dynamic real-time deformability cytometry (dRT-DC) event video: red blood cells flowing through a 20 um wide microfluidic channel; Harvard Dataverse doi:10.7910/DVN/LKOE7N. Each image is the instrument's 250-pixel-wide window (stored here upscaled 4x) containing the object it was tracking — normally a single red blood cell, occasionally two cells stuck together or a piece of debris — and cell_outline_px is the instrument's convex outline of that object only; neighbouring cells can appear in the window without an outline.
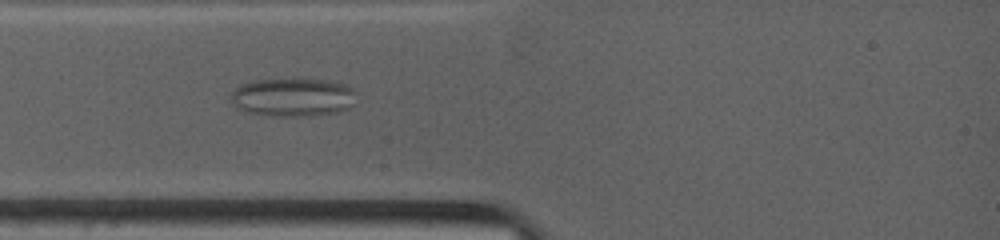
{"species": "common noctule bat (a hibernating species)", "species_latin": "Nyctalus noctula", "temperature_condition": "warm", "stored_images_in_passage": 45, "camera_frame_rate_fps": 4500, "um_per_image_px": 0.085, "animal": {"sex": "female", "body_mass_g": 19.0, "forearm_length_mm": 53.3}, "frame": {"image": 1, "passage_image": 1, "time_ms": 0.0, "image_size_px": [1000, 240], "cell_outline_px": [[356, 92], [352, 104], [348, 108], [340, 112], [312, 116], [272, 116], [248, 112], [236, 108], [228, 96], [240, 84], [252, 80], [292, 76], [332, 80], [344, 84], [352, 88]], "centroid_in_image_um": [24.87, 8.22], "position_along_channel_um": 60.1, "area_um2": 29.36}}
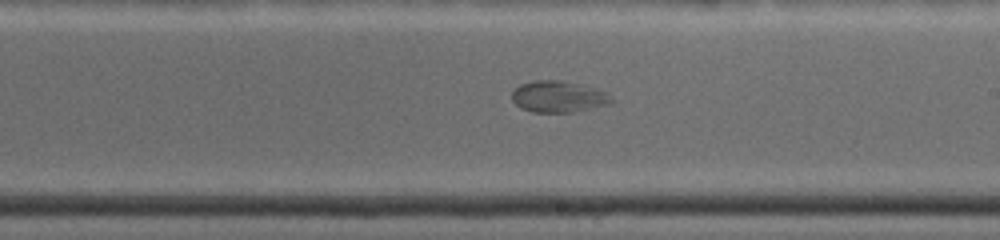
{"frame": {"image": 2, "passage_image": 15, "time_ms": 4.667, "image_size_px": [1000, 240], "cell_outline_px": [[612, 104], [572, 112], [532, 112], [520, 108], [512, 100], [512, 92], [520, 84], [532, 80], [560, 80], [580, 84], [608, 92], [612, 100]], "centroid_in_image_um": [47.46, 8.21], "position_along_channel_um": 241.5, "area_um2": 18.32}}
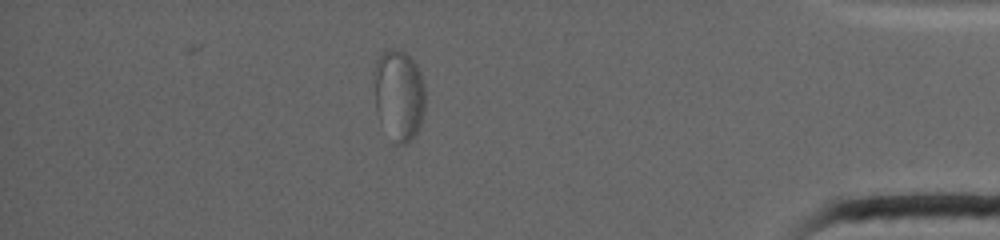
{"frame": {"image": 3, "passage_image": 36, "time_ms": 10.0, "image_size_px": [1000, 240], "cell_outline_px": [[424, 112], [420, 124], [412, 140], [404, 144], [396, 144], [376, 112], [372, 72], [376, 60], [388, 48], [396, 48], [412, 56], [420, 72], [424, 84]], "centroid_in_image_um": [33.89, 8.01], "position_along_channel_um": 401.3, "area_um2": 27.4}}